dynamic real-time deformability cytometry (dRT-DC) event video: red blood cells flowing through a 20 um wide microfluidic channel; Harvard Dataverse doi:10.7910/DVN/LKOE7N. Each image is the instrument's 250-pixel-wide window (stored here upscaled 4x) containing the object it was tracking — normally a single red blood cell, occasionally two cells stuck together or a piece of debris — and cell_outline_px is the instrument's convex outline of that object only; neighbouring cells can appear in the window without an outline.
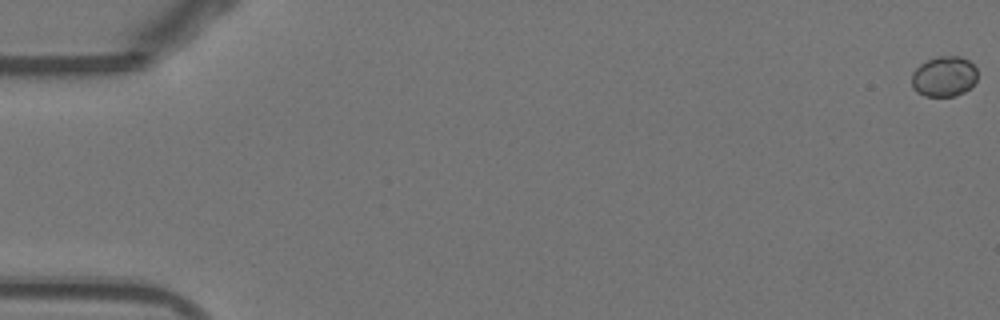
{"species": "Egyptian fruit bat (a non-hibernating species)", "species_latin": "Rousettus aegyptiacus", "temperature_condition": "warm", "stored_images_in_passage": 9, "camera_frame_rate_fps": 3000, "um_per_image_px": 0.085, "animal": {"sex": "female"}, "frame": {"image": 1, "passage_image": 1, "time_ms": 0.0, "image_size_px": [1000, 320], "cell_outline_px": [[976, 80], [964, 92], [956, 96], [924, 96], [916, 92], [912, 88], [912, 72], [920, 64], [936, 56], [960, 56], [968, 60], [976, 68]], "centroid_in_image_um": [80.21, 6.5], "position_along_channel_um": 4.8, "area_um2": 15.49}}